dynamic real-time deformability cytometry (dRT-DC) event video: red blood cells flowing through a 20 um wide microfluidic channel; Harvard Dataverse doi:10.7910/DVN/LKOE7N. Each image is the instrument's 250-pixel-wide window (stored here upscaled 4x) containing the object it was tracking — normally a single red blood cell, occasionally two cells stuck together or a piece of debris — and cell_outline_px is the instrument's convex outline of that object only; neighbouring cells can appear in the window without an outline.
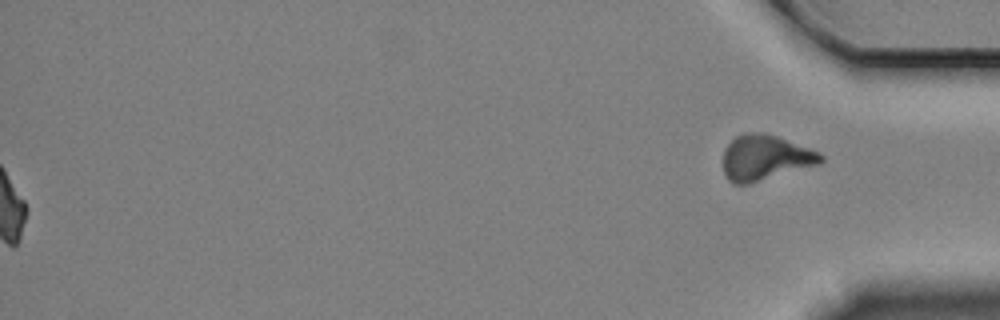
{"species": "Egyptian fruit bat (a non-hibernating species)", "species_latin": "Rousettus aegyptiacus", "temperature_condition": "cold", "stored_images_in_passage": 60, "segment_of_instrument_passage": [2, 2], "camera_frame_rate_fps": 3000, "um_per_image_px": 0.085, "animal": {"sex": "female"}, "frame": {"image": 1, "passage_image": 60, "time_ms": 19.667, "image_size_px": [1000, 320], "cell_outline_px": [[824, 160], [820, 164], [748, 184], [736, 184], [728, 180], [724, 172], [724, 148], [736, 136], [744, 132], [764, 132], [776, 136], [820, 152], [824, 156]], "centroid_in_image_um": [65.04, 13.39], "position_along_channel_um": 370.2, "area_um2": 25.78}}